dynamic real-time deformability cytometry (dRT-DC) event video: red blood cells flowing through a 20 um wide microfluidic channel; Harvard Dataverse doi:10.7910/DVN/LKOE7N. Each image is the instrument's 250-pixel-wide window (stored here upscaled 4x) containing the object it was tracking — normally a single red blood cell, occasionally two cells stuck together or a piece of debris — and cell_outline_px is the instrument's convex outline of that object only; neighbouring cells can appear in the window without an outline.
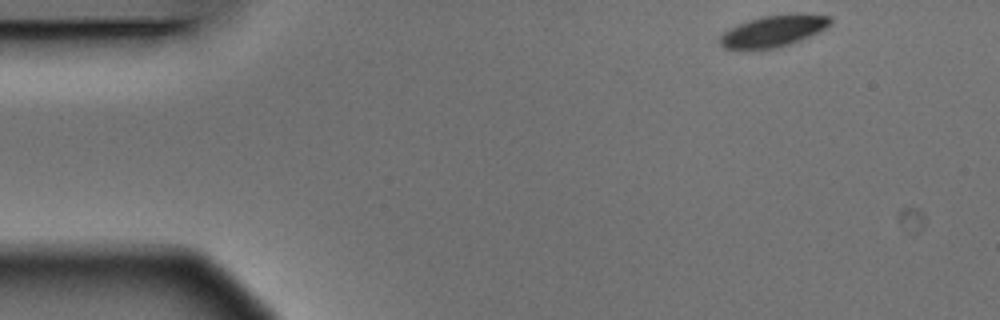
{"species": "Egyptian fruit bat (a non-hibernating species)", "species_latin": "Rousettus aegyptiacus", "temperature_condition": "warm", "stored_images_in_passage": 5, "segment_of_instrument_passage": [2, 2], "camera_frame_rate_fps": 3000, "um_per_image_px": 0.085, "animal": {"sex": "male"}, "frame": {"image": 1, "passage_image": 5, "time_ms": 1.333, "image_size_px": [1000, 320], "cell_outline_px": [[832, 24], [800, 40], [776, 48], [740, 52], [724, 48], [720, 44], [720, 36], [728, 28], [736, 24], [748, 20], [764, 16], [788, 12], [800, 12], [832, 16]], "centroid_in_image_um": [65.69, 2.64], "position_along_channel_um": 19.3, "area_um2": 21.1}}